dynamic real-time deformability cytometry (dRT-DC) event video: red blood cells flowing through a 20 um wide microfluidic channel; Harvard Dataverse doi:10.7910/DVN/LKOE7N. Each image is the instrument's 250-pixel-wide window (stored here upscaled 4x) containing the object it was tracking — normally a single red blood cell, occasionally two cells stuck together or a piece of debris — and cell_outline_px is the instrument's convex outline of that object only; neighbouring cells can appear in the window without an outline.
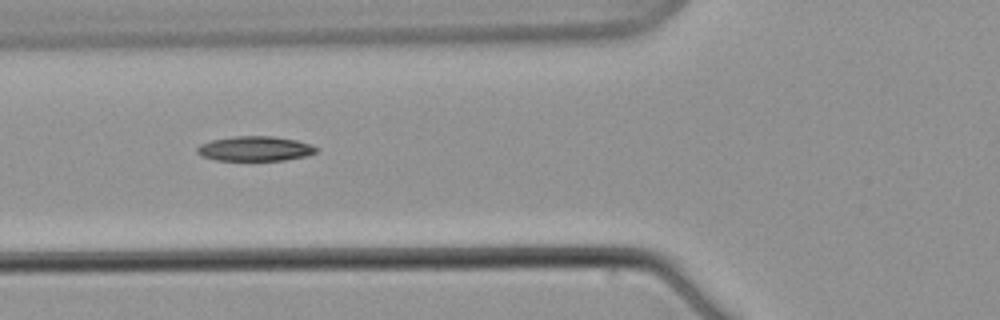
{"species": "common noctule bat (a hibernating species)", "species_latin": "Nyctalus noctula", "temperature_condition": "warm", "stored_images_in_passage": 8, "camera_frame_rate_fps": 3000, "um_per_image_px": 0.085, "animal": {"sex": "male", "body_mass_g": 21.5, "forearm_length_mm": 52.0}, "frame": {"image": 1, "passage_image": 7, "time_ms": 9.0, "image_size_px": [1000, 320], "cell_outline_px": [[320, 148], [316, 152], [304, 156], [284, 160], [216, 160], [200, 156], [196, 152], [196, 148], [200, 144], [212, 140], [236, 136], [272, 136], [296, 140], [312, 144]], "centroid_in_image_um": [21.67, 12.63], "position_along_channel_um": 104.1, "area_um2": 17.22}}